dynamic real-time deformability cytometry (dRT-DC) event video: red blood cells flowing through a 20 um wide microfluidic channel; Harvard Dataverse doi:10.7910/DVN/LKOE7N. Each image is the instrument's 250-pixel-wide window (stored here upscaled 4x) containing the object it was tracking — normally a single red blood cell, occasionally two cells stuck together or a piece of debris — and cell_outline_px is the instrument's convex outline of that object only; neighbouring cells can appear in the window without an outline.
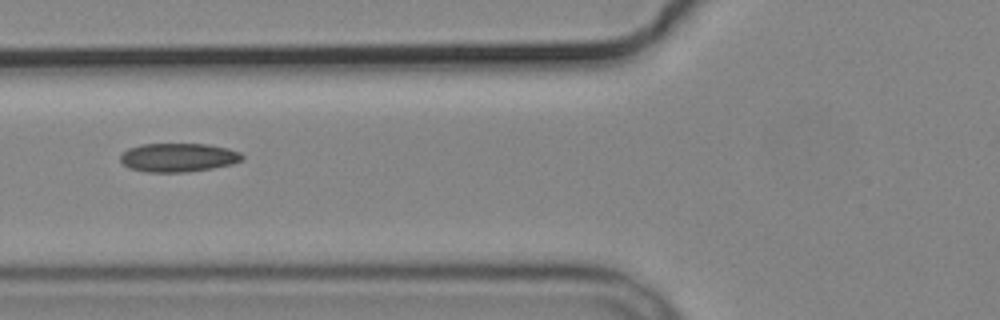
{"species": "common noctule bat (a hibernating species)", "species_latin": "Nyctalus noctula", "temperature_condition": "cold", "stored_images_in_passage": 8, "camera_frame_rate_fps": 3000, "um_per_image_px": 0.085, "animal": {"sex": "male", "body_mass_g": 19.2, "forearm_length_mm": 51.8}, "frame": {"image": 1, "passage_image": 6, "time_ms": 5.667, "image_size_px": [1000, 320], "cell_outline_px": [[244, 160], [232, 164], [212, 168], [184, 172], [148, 172], [132, 168], [124, 164], [120, 160], [120, 156], [128, 148], [140, 144], [208, 144], [228, 148], [240, 152], [244, 156]], "centroid_in_image_um": [15.19, 13.38], "position_along_channel_um": 110.6, "area_um2": 20.35}}
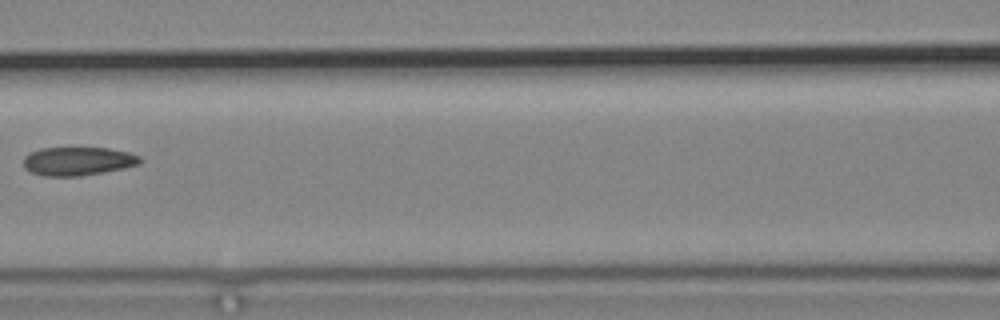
{"frame": {"image": 2, "passage_image": 7, "time_ms": 7.0, "image_size_px": [1000, 320], "cell_outline_px": [[144, 160], [140, 164], [124, 168], [104, 172], [80, 176], [44, 176], [32, 172], [24, 168], [24, 156], [40, 148], [108, 148], [128, 152], [140, 156]], "centroid_in_image_um": [6.65, 13.7], "position_along_channel_um": 159.9, "area_um2": 19.42}}
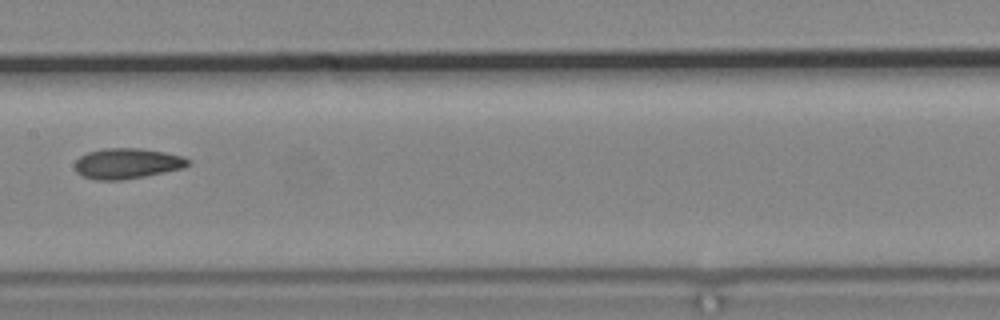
{"frame": {"image": 3, "passage_image": 8, "time_ms": 8.0, "image_size_px": [1000, 320], "cell_outline_px": [[188, 164], [184, 168], [124, 180], [96, 180], [84, 176], [76, 172], [76, 160], [80, 156], [88, 152], [104, 148], [140, 148], [164, 152], [184, 156], [188, 160]], "centroid_in_image_um": [10.8, 13.89], "position_along_channel_um": 196.6, "area_um2": 20.0}}